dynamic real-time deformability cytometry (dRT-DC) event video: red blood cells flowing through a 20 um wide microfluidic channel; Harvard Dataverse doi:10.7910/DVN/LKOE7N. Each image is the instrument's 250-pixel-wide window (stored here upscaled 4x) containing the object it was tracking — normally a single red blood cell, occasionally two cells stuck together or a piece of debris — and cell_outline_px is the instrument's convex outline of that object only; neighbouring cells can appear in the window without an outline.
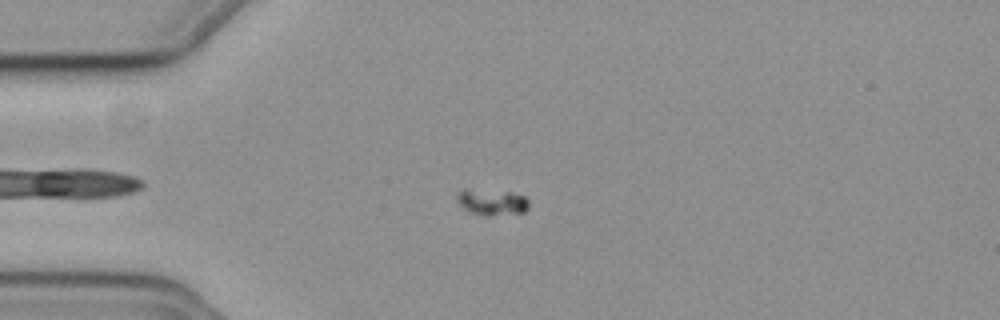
{"species": "common noctule bat (a hibernating species)", "species_latin": "Nyctalus noctula", "temperature_condition": "cold", "stored_images_in_passage": 54, "camera_frame_rate_fps": 3000, "um_per_image_px": 0.085, "animal": {"sex": "female", "body_mass_g": 19.3, "forearm_length_mm": 54.1}, "frame": {"image": 1, "passage_image": 11, "time_ms": 3.333, "image_size_px": [1000, 320], "cell_outline_px": [[528, 208], [524, 212], [488, 216], [484, 216], [468, 212], [456, 200], [456, 192], [464, 188], [512, 192], [524, 196], [528, 200]], "centroid_in_image_um": [41.76, 17.17], "position_along_channel_um": 43.2, "area_um2": 11.16}}
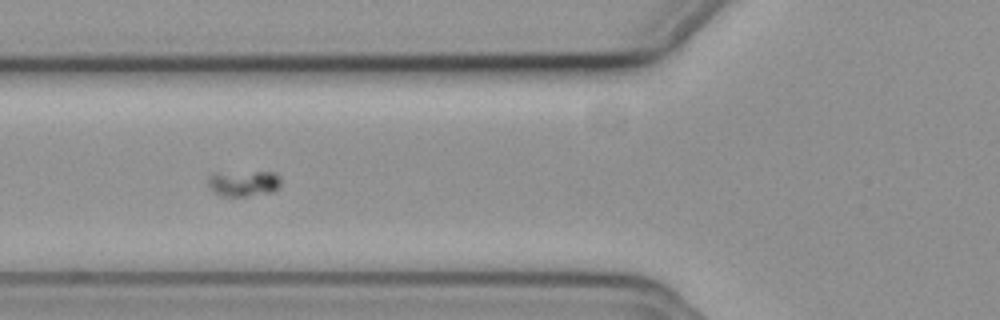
{"frame": {"image": 2, "passage_image": 18, "time_ms": 5.667, "image_size_px": [1000, 320], "cell_outline_px": [[280, 188], [276, 192], [244, 196], [220, 196], [212, 192], [208, 184], [208, 176], [212, 172], [276, 172], [280, 176]], "centroid_in_image_um": [20.71, 15.58], "position_along_channel_um": 105.1, "area_um2": 11.39}}
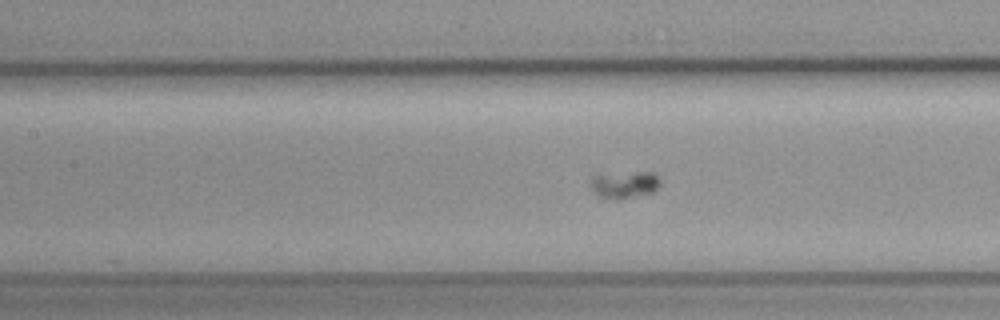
{"frame": {"image": 3, "passage_image": 22, "time_ms": 7.0, "image_size_px": [1000, 320], "cell_outline_px": [[660, 184], [652, 192], [620, 200], [616, 200], [600, 196], [592, 192], [588, 184], [592, 176], [636, 172], [652, 172], [660, 180]], "centroid_in_image_um": [53.03, 15.71], "position_along_channel_um": 154.4, "area_um2": 10.92}}